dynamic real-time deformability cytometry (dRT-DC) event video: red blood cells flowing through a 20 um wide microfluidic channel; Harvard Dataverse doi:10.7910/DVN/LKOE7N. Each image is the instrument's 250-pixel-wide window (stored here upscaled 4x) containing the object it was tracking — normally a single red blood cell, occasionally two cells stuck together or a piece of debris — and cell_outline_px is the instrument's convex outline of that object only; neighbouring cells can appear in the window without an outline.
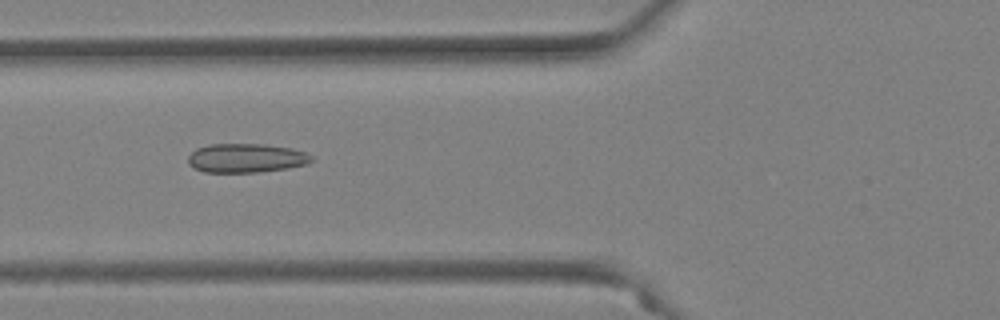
{"species": "Egyptian fruit bat (a non-hibernating species)", "species_latin": "Rousettus aegyptiacus", "temperature_condition": "warm", "stored_images_in_passage": 46, "camera_frame_rate_fps": 3000, "um_per_image_px": 0.085, "animal": {"sex": "female"}, "frame": {"image": 1, "passage_image": 14, "time_ms": 4.333, "image_size_px": [1000, 320], "cell_outline_px": [[312, 160], [304, 164], [288, 168], [256, 172], [204, 172], [192, 168], [188, 164], [188, 156], [196, 148], [208, 144], [264, 144], [292, 148], [304, 152], [312, 156]], "centroid_in_image_um": [20.86, 13.43], "position_along_channel_um": 104.9, "area_um2": 20.87}}
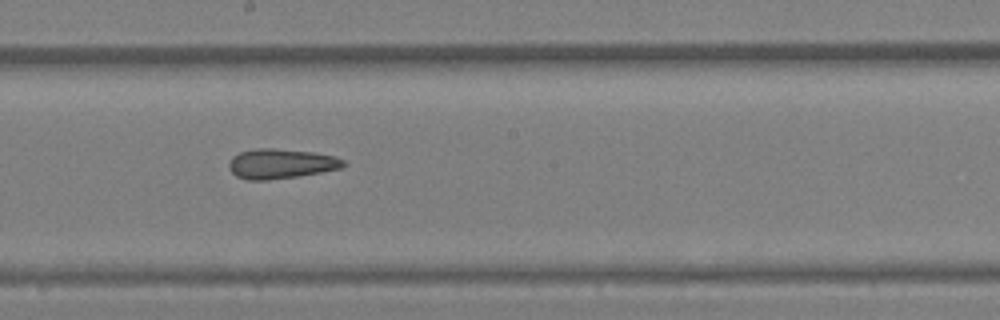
{"frame": {"image": 2, "passage_image": 23, "time_ms": 7.333, "image_size_px": [1000, 320], "cell_outline_px": [[348, 164], [340, 168], [320, 172], [296, 176], [268, 180], [248, 180], [236, 176], [228, 168], [228, 164], [232, 156], [240, 152], [256, 148], [272, 148], [312, 152], [336, 156], [344, 160]], "centroid_in_image_um": [23.86, 13.91], "position_along_channel_um": 224.3, "area_um2": 19.88}}
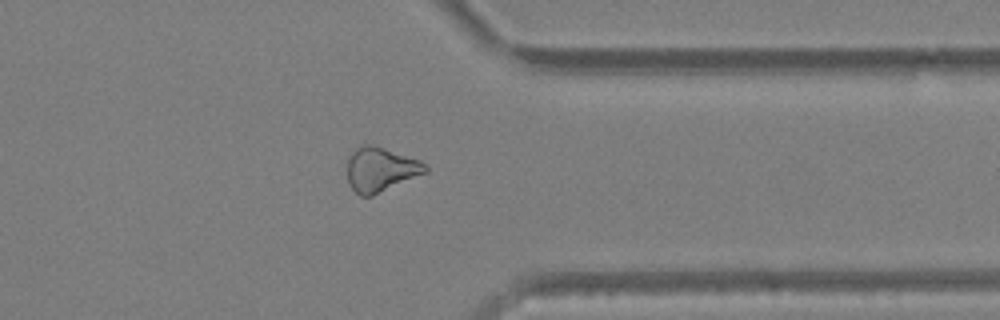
{"frame": {"image": 3, "passage_image": 35, "time_ms": 11.333, "image_size_px": [1000, 320], "cell_outline_px": [[428, 172], [372, 196], [360, 196], [352, 188], [348, 180], [348, 156], [352, 148], [364, 144], [372, 144], [420, 160], [428, 168]], "centroid_in_image_um": [32.33, 14.39], "position_along_channel_um": 379.1, "area_um2": 20.29}, "authors_computed_cell_mechanics": {"area_um2": 21.1548, "velocity_mm_per_s": 3.9808, "shape_relaxation_time_tau1_ms": null, "shape_relaxation_time_tau2_ms": 6.8283, "deformation_change_tau1": null, "deformation_change_tau2": 0.1402}}